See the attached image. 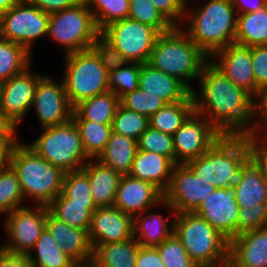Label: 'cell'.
I'll return each instance as SVG.
<instances>
[{
    "label": "cell",
    "instance_id": "32",
    "mask_svg": "<svg viewBox=\"0 0 267 267\" xmlns=\"http://www.w3.org/2000/svg\"><path fill=\"white\" fill-rule=\"evenodd\" d=\"M49 212L58 220L71 227L89 231L92 213L98 208L95 204L72 203L60 193L49 205Z\"/></svg>",
    "mask_w": 267,
    "mask_h": 267
},
{
    "label": "cell",
    "instance_id": "33",
    "mask_svg": "<svg viewBox=\"0 0 267 267\" xmlns=\"http://www.w3.org/2000/svg\"><path fill=\"white\" fill-rule=\"evenodd\" d=\"M35 252L36 254L34 255ZM32 267H76L78 264L62 252L49 232L44 229L28 254Z\"/></svg>",
    "mask_w": 267,
    "mask_h": 267
},
{
    "label": "cell",
    "instance_id": "30",
    "mask_svg": "<svg viewBox=\"0 0 267 267\" xmlns=\"http://www.w3.org/2000/svg\"><path fill=\"white\" fill-rule=\"evenodd\" d=\"M140 245L133 238L123 242L97 245L93 249L94 267H135Z\"/></svg>",
    "mask_w": 267,
    "mask_h": 267
},
{
    "label": "cell",
    "instance_id": "18",
    "mask_svg": "<svg viewBox=\"0 0 267 267\" xmlns=\"http://www.w3.org/2000/svg\"><path fill=\"white\" fill-rule=\"evenodd\" d=\"M229 241L237 236L239 206L232 188H216L195 211Z\"/></svg>",
    "mask_w": 267,
    "mask_h": 267
},
{
    "label": "cell",
    "instance_id": "39",
    "mask_svg": "<svg viewBox=\"0 0 267 267\" xmlns=\"http://www.w3.org/2000/svg\"><path fill=\"white\" fill-rule=\"evenodd\" d=\"M128 18L152 26L160 33L168 32L175 27L151 0H129Z\"/></svg>",
    "mask_w": 267,
    "mask_h": 267
},
{
    "label": "cell",
    "instance_id": "10",
    "mask_svg": "<svg viewBox=\"0 0 267 267\" xmlns=\"http://www.w3.org/2000/svg\"><path fill=\"white\" fill-rule=\"evenodd\" d=\"M100 34L130 62L148 63L161 34L157 29L125 18L110 23Z\"/></svg>",
    "mask_w": 267,
    "mask_h": 267
},
{
    "label": "cell",
    "instance_id": "23",
    "mask_svg": "<svg viewBox=\"0 0 267 267\" xmlns=\"http://www.w3.org/2000/svg\"><path fill=\"white\" fill-rule=\"evenodd\" d=\"M232 189L239 208L267 203V183L261 165L251 154L241 163V170Z\"/></svg>",
    "mask_w": 267,
    "mask_h": 267
},
{
    "label": "cell",
    "instance_id": "49",
    "mask_svg": "<svg viewBox=\"0 0 267 267\" xmlns=\"http://www.w3.org/2000/svg\"><path fill=\"white\" fill-rule=\"evenodd\" d=\"M158 10L174 25L183 24L186 13L185 0H151ZM182 22V24H181Z\"/></svg>",
    "mask_w": 267,
    "mask_h": 267
},
{
    "label": "cell",
    "instance_id": "47",
    "mask_svg": "<svg viewBox=\"0 0 267 267\" xmlns=\"http://www.w3.org/2000/svg\"><path fill=\"white\" fill-rule=\"evenodd\" d=\"M237 236L267 227V203H257L255 206L239 208Z\"/></svg>",
    "mask_w": 267,
    "mask_h": 267
},
{
    "label": "cell",
    "instance_id": "22",
    "mask_svg": "<svg viewBox=\"0 0 267 267\" xmlns=\"http://www.w3.org/2000/svg\"><path fill=\"white\" fill-rule=\"evenodd\" d=\"M228 263L232 267H267V227L232 238Z\"/></svg>",
    "mask_w": 267,
    "mask_h": 267
},
{
    "label": "cell",
    "instance_id": "14",
    "mask_svg": "<svg viewBox=\"0 0 267 267\" xmlns=\"http://www.w3.org/2000/svg\"><path fill=\"white\" fill-rule=\"evenodd\" d=\"M215 189L210 182L195 175L187 164H175L164 200L175 213L195 212Z\"/></svg>",
    "mask_w": 267,
    "mask_h": 267
},
{
    "label": "cell",
    "instance_id": "25",
    "mask_svg": "<svg viewBox=\"0 0 267 267\" xmlns=\"http://www.w3.org/2000/svg\"><path fill=\"white\" fill-rule=\"evenodd\" d=\"M139 87L164 99L168 104L185 100L191 91L177 78L154 69L148 63H141Z\"/></svg>",
    "mask_w": 267,
    "mask_h": 267
},
{
    "label": "cell",
    "instance_id": "4",
    "mask_svg": "<svg viewBox=\"0 0 267 267\" xmlns=\"http://www.w3.org/2000/svg\"><path fill=\"white\" fill-rule=\"evenodd\" d=\"M11 166L18 175L25 201L48 206L61 193L65 172L21 140L13 150Z\"/></svg>",
    "mask_w": 267,
    "mask_h": 267
},
{
    "label": "cell",
    "instance_id": "41",
    "mask_svg": "<svg viewBox=\"0 0 267 267\" xmlns=\"http://www.w3.org/2000/svg\"><path fill=\"white\" fill-rule=\"evenodd\" d=\"M141 63L129 62L125 67L112 71L108 76L109 91L120 99L139 87Z\"/></svg>",
    "mask_w": 267,
    "mask_h": 267
},
{
    "label": "cell",
    "instance_id": "57",
    "mask_svg": "<svg viewBox=\"0 0 267 267\" xmlns=\"http://www.w3.org/2000/svg\"><path fill=\"white\" fill-rule=\"evenodd\" d=\"M265 120H267V86L260 91L256 99V123L258 125V122Z\"/></svg>",
    "mask_w": 267,
    "mask_h": 267
},
{
    "label": "cell",
    "instance_id": "56",
    "mask_svg": "<svg viewBox=\"0 0 267 267\" xmlns=\"http://www.w3.org/2000/svg\"><path fill=\"white\" fill-rule=\"evenodd\" d=\"M19 141H0V172L11 166V157Z\"/></svg>",
    "mask_w": 267,
    "mask_h": 267
},
{
    "label": "cell",
    "instance_id": "51",
    "mask_svg": "<svg viewBox=\"0 0 267 267\" xmlns=\"http://www.w3.org/2000/svg\"><path fill=\"white\" fill-rule=\"evenodd\" d=\"M135 267H165L157 248L140 246Z\"/></svg>",
    "mask_w": 267,
    "mask_h": 267
},
{
    "label": "cell",
    "instance_id": "3",
    "mask_svg": "<svg viewBox=\"0 0 267 267\" xmlns=\"http://www.w3.org/2000/svg\"><path fill=\"white\" fill-rule=\"evenodd\" d=\"M210 60L190 39L181 26L161 33L151 52L148 64L154 69L177 78L191 92L190 81L198 80L204 65Z\"/></svg>",
    "mask_w": 267,
    "mask_h": 267
},
{
    "label": "cell",
    "instance_id": "52",
    "mask_svg": "<svg viewBox=\"0 0 267 267\" xmlns=\"http://www.w3.org/2000/svg\"><path fill=\"white\" fill-rule=\"evenodd\" d=\"M250 154L261 165V172L267 183V147L255 136H250Z\"/></svg>",
    "mask_w": 267,
    "mask_h": 267
},
{
    "label": "cell",
    "instance_id": "20",
    "mask_svg": "<svg viewBox=\"0 0 267 267\" xmlns=\"http://www.w3.org/2000/svg\"><path fill=\"white\" fill-rule=\"evenodd\" d=\"M212 57L210 58L211 62L227 78L256 100V82L252 69L251 47L232 43L217 51Z\"/></svg>",
    "mask_w": 267,
    "mask_h": 267
},
{
    "label": "cell",
    "instance_id": "21",
    "mask_svg": "<svg viewBox=\"0 0 267 267\" xmlns=\"http://www.w3.org/2000/svg\"><path fill=\"white\" fill-rule=\"evenodd\" d=\"M45 229L53 237L61 251L71 257L77 264L91 263L93 249L87 230L71 227L58 220L50 212L46 216Z\"/></svg>",
    "mask_w": 267,
    "mask_h": 267
},
{
    "label": "cell",
    "instance_id": "36",
    "mask_svg": "<svg viewBox=\"0 0 267 267\" xmlns=\"http://www.w3.org/2000/svg\"><path fill=\"white\" fill-rule=\"evenodd\" d=\"M80 133L81 143L89 159H97L105 149L112 134L111 125L90 120H73Z\"/></svg>",
    "mask_w": 267,
    "mask_h": 267
},
{
    "label": "cell",
    "instance_id": "38",
    "mask_svg": "<svg viewBox=\"0 0 267 267\" xmlns=\"http://www.w3.org/2000/svg\"><path fill=\"white\" fill-rule=\"evenodd\" d=\"M97 28L101 31L110 23L128 18L129 0H85Z\"/></svg>",
    "mask_w": 267,
    "mask_h": 267
},
{
    "label": "cell",
    "instance_id": "19",
    "mask_svg": "<svg viewBox=\"0 0 267 267\" xmlns=\"http://www.w3.org/2000/svg\"><path fill=\"white\" fill-rule=\"evenodd\" d=\"M88 238L92 249L133 239V216L113 206L98 207L92 213Z\"/></svg>",
    "mask_w": 267,
    "mask_h": 267
},
{
    "label": "cell",
    "instance_id": "13",
    "mask_svg": "<svg viewBox=\"0 0 267 267\" xmlns=\"http://www.w3.org/2000/svg\"><path fill=\"white\" fill-rule=\"evenodd\" d=\"M221 135L204 116L193 111L173 134L175 164H187L203 155Z\"/></svg>",
    "mask_w": 267,
    "mask_h": 267
},
{
    "label": "cell",
    "instance_id": "40",
    "mask_svg": "<svg viewBox=\"0 0 267 267\" xmlns=\"http://www.w3.org/2000/svg\"><path fill=\"white\" fill-rule=\"evenodd\" d=\"M111 127L112 132L138 141L140 135L149 127V118L124 107L120 103Z\"/></svg>",
    "mask_w": 267,
    "mask_h": 267
},
{
    "label": "cell",
    "instance_id": "11",
    "mask_svg": "<svg viewBox=\"0 0 267 267\" xmlns=\"http://www.w3.org/2000/svg\"><path fill=\"white\" fill-rule=\"evenodd\" d=\"M49 14L22 0L0 17V38L23 46L32 54L33 41L48 35Z\"/></svg>",
    "mask_w": 267,
    "mask_h": 267
},
{
    "label": "cell",
    "instance_id": "5",
    "mask_svg": "<svg viewBox=\"0 0 267 267\" xmlns=\"http://www.w3.org/2000/svg\"><path fill=\"white\" fill-rule=\"evenodd\" d=\"M250 154V136L221 135L203 155L187 163L192 171L216 188H232L241 163Z\"/></svg>",
    "mask_w": 267,
    "mask_h": 267
},
{
    "label": "cell",
    "instance_id": "27",
    "mask_svg": "<svg viewBox=\"0 0 267 267\" xmlns=\"http://www.w3.org/2000/svg\"><path fill=\"white\" fill-rule=\"evenodd\" d=\"M167 218V219H166ZM161 214L148 213L145 216H133V237L142 247H158L174 233V218Z\"/></svg>",
    "mask_w": 267,
    "mask_h": 267
},
{
    "label": "cell",
    "instance_id": "60",
    "mask_svg": "<svg viewBox=\"0 0 267 267\" xmlns=\"http://www.w3.org/2000/svg\"><path fill=\"white\" fill-rule=\"evenodd\" d=\"M76 267H94V266L90 263V264H78Z\"/></svg>",
    "mask_w": 267,
    "mask_h": 267
},
{
    "label": "cell",
    "instance_id": "42",
    "mask_svg": "<svg viewBox=\"0 0 267 267\" xmlns=\"http://www.w3.org/2000/svg\"><path fill=\"white\" fill-rule=\"evenodd\" d=\"M61 193L72 203L95 204L88 176L82 169L65 173Z\"/></svg>",
    "mask_w": 267,
    "mask_h": 267
},
{
    "label": "cell",
    "instance_id": "55",
    "mask_svg": "<svg viewBox=\"0 0 267 267\" xmlns=\"http://www.w3.org/2000/svg\"><path fill=\"white\" fill-rule=\"evenodd\" d=\"M17 129L0 111V141H20Z\"/></svg>",
    "mask_w": 267,
    "mask_h": 267
},
{
    "label": "cell",
    "instance_id": "29",
    "mask_svg": "<svg viewBox=\"0 0 267 267\" xmlns=\"http://www.w3.org/2000/svg\"><path fill=\"white\" fill-rule=\"evenodd\" d=\"M137 149V140L112 132L105 149L97 159L121 175H128Z\"/></svg>",
    "mask_w": 267,
    "mask_h": 267
},
{
    "label": "cell",
    "instance_id": "34",
    "mask_svg": "<svg viewBox=\"0 0 267 267\" xmlns=\"http://www.w3.org/2000/svg\"><path fill=\"white\" fill-rule=\"evenodd\" d=\"M194 111V100L190 94L185 100L167 104L149 118V126L162 133L173 135Z\"/></svg>",
    "mask_w": 267,
    "mask_h": 267
},
{
    "label": "cell",
    "instance_id": "28",
    "mask_svg": "<svg viewBox=\"0 0 267 267\" xmlns=\"http://www.w3.org/2000/svg\"><path fill=\"white\" fill-rule=\"evenodd\" d=\"M120 105V98L113 92L93 96L81 101L73 109L72 120H90L111 125Z\"/></svg>",
    "mask_w": 267,
    "mask_h": 267
},
{
    "label": "cell",
    "instance_id": "45",
    "mask_svg": "<svg viewBox=\"0 0 267 267\" xmlns=\"http://www.w3.org/2000/svg\"><path fill=\"white\" fill-rule=\"evenodd\" d=\"M156 248L165 267H200L190 258L174 233Z\"/></svg>",
    "mask_w": 267,
    "mask_h": 267
},
{
    "label": "cell",
    "instance_id": "37",
    "mask_svg": "<svg viewBox=\"0 0 267 267\" xmlns=\"http://www.w3.org/2000/svg\"><path fill=\"white\" fill-rule=\"evenodd\" d=\"M24 196L16 171L10 166L0 172V216L24 207Z\"/></svg>",
    "mask_w": 267,
    "mask_h": 267
},
{
    "label": "cell",
    "instance_id": "43",
    "mask_svg": "<svg viewBox=\"0 0 267 267\" xmlns=\"http://www.w3.org/2000/svg\"><path fill=\"white\" fill-rule=\"evenodd\" d=\"M120 103L139 114L150 118L156 111L163 108L168 103L159 96L153 95L140 87L131 93L124 95Z\"/></svg>",
    "mask_w": 267,
    "mask_h": 267
},
{
    "label": "cell",
    "instance_id": "35",
    "mask_svg": "<svg viewBox=\"0 0 267 267\" xmlns=\"http://www.w3.org/2000/svg\"><path fill=\"white\" fill-rule=\"evenodd\" d=\"M32 56L23 46L0 38V84L29 67Z\"/></svg>",
    "mask_w": 267,
    "mask_h": 267
},
{
    "label": "cell",
    "instance_id": "8",
    "mask_svg": "<svg viewBox=\"0 0 267 267\" xmlns=\"http://www.w3.org/2000/svg\"><path fill=\"white\" fill-rule=\"evenodd\" d=\"M27 145L65 173L81 170L89 161L78 128L72 119L62 125L42 128L40 136Z\"/></svg>",
    "mask_w": 267,
    "mask_h": 267
},
{
    "label": "cell",
    "instance_id": "2",
    "mask_svg": "<svg viewBox=\"0 0 267 267\" xmlns=\"http://www.w3.org/2000/svg\"><path fill=\"white\" fill-rule=\"evenodd\" d=\"M187 7L188 3L184 18L188 24L181 27L208 58L235 43L237 12L232 0H209L190 14Z\"/></svg>",
    "mask_w": 267,
    "mask_h": 267
},
{
    "label": "cell",
    "instance_id": "9",
    "mask_svg": "<svg viewBox=\"0 0 267 267\" xmlns=\"http://www.w3.org/2000/svg\"><path fill=\"white\" fill-rule=\"evenodd\" d=\"M86 1L49 14L48 35L64 50V55L90 49L100 35Z\"/></svg>",
    "mask_w": 267,
    "mask_h": 267
},
{
    "label": "cell",
    "instance_id": "53",
    "mask_svg": "<svg viewBox=\"0 0 267 267\" xmlns=\"http://www.w3.org/2000/svg\"><path fill=\"white\" fill-rule=\"evenodd\" d=\"M0 267H32L28 254L12 253L0 249Z\"/></svg>",
    "mask_w": 267,
    "mask_h": 267
},
{
    "label": "cell",
    "instance_id": "26",
    "mask_svg": "<svg viewBox=\"0 0 267 267\" xmlns=\"http://www.w3.org/2000/svg\"><path fill=\"white\" fill-rule=\"evenodd\" d=\"M82 170L87 174L94 203L97 207H111L122 175L98 159H89Z\"/></svg>",
    "mask_w": 267,
    "mask_h": 267
},
{
    "label": "cell",
    "instance_id": "1",
    "mask_svg": "<svg viewBox=\"0 0 267 267\" xmlns=\"http://www.w3.org/2000/svg\"><path fill=\"white\" fill-rule=\"evenodd\" d=\"M198 83L200 93L195 89L191 92L195 112L222 135H255L256 100L249 93L236 86L211 60L204 65Z\"/></svg>",
    "mask_w": 267,
    "mask_h": 267
},
{
    "label": "cell",
    "instance_id": "24",
    "mask_svg": "<svg viewBox=\"0 0 267 267\" xmlns=\"http://www.w3.org/2000/svg\"><path fill=\"white\" fill-rule=\"evenodd\" d=\"M175 163L168 157L137 149L128 175L148 181L163 193L168 189Z\"/></svg>",
    "mask_w": 267,
    "mask_h": 267
},
{
    "label": "cell",
    "instance_id": "54",
    "mask_svg": "<svg viewBox=\"0 0 267 267\" xmlns=\"http://www.w3.org/2000/svg\"><path fill=\"white\" fill-rule=\"evenodd\" d=\"M237 14L255 12L267 6V0H232Z\"/></svg>",
    "mask_w": 267,
    "mask_h": 267
},
{
    "label": "cell",
    "instance_id": "12",
    "mask_svg": "<svg viewBox=\"0 0 267 267\" xmlns=\"http://www.w3.org/2000/svg\"><path fill=\"white\" fill-rule=\"evenodd\" d=\"M48 206L34 205L15 209L5 217L7 243L1 247L12 253L29 254L46 226Z\"/></svg>",
    "mask_w": 267,
    "mask_h": 267
},
{
    "label": "cell",
    "instance_id": "6",
    "mask_svg": "<svg viewBox=\"0 0 267 267\" xmlns=\"http://www.w3.org/2000/svg\"><path fill=\"white\" fill-rule=\"evenodd\" d=\"M174 234L200 267H218L229 261V240L195 212L176 213Z\"/></svg>",
    "mask_w": 267,
    "mask_h": 267
},
{
    "label": "cell",
    "instance_id": "44",
    "mask_svg": "<svg viewBox=\"0 0 267 267\" xmlns=\"http://www.w3.org/2000/svg\"><path fill=\"white\" fill-rule=\"evenodd\" d=\"M138 149L154 152L170 158L175 163L173 135L162 133L150 126L140 135Z\"/></svg>",
    "mask_w": 267,
    "mask_h": 267
},
{
    "label": "cell",
    "instance_id": "50",
    "mask_svg": "<svg viewBox=\"0 0 267 267\" xmlns=\"http://www.w3.org/2000/svg\"><path fill=\"white\" fill-rule=\"evenodd\" d=\"M45 13L51 14L74 7L85 0H28Z\"/></svg>",
    "mask_w": 267,
    "mask_h": 267
},
{
    "label": "cell",
    "instance_id": "58",
    "mask_svg": "<svg viewBox=\"0 0 267 267\" xmlns=\"http://www.w3.org/2000/svg\"><path fill=\"white\" fill-rule=\"evenodd\" d=\"M255 136L267 147V120L258 123Z\"/></svg>",
    "mask_w": 267,
    "mask_h": 267
},
{
    "label": "cell",
    "instance_id": "59",
    "mask_svg": "<svg viewBox=\"0 0 267 267\" xmlns=\"http://www.w3.org/2000/svg\"><path fill=\"white\" fill-rule=\"evenodd\" d=\"M22 0H0V17Z\"/></svg>",
    "mask_w": 267,
    "mask_h": 267
},
{
    "label": "cell",
    "instance_id": "7",
    "mask_svg": "<svg viewBox=\"0 0 267 267\" xmlns=\"http://www.w3.org/2000/svg\"><path fill=\"white\" fill-rule=\"evenodd\" d=\"M64 62L62 79L73 108L85 99L109 91V73L91 49L67 54Z\"/></svg>",
    "mask_w": 267,
    "mask_h": 267
},
{
    "label": "cell",
    "instance_id": "61",
    "mask_svg": "<svg viewBox=\"0 0 267 267\" xmlns=\"http://www.w3.org/2000/svg\"><path fill=\"white\" fill-rule=\"evenodd\" d=\"M218 267H232V266L229 263H226V264L218 266Z\"/></svg>",
    "mask_w": 267,
    "mask_h": 267
},
{
    "label": "cell",
    "instance_id": "15",
    "mask_svg": "<svg viewBox=\"0 0 267 267\" xmlns=\"http://www.w3.org/2000/svg\"><path fill=\"white\" fill-rule=\"evenodd\" d=\"M34 108L41 128L62 125L72 119L70 105L63 79L43 75L37 84L31 109Z\"/></svg>",
    "mask_w": 267,
    "mask_h": 267
},
{
    "label": "cell",
    "instance_id": "31",
    "mask_svg": "<svg viewBox=\"0 0 267 267\" xmlns=\"http://www.w3.org/2000/svg\"><path fill=\"white\" fill-rule=\"evenodd\" d=\"M235 43L248 47L267 45V6L237 14Z\"/></svg>",
    "mask_w": 267,
    "mask_h": 267
},
{
    "label": "cell",
    "instance_id": "16",
    "mask_svg": "<svg viewBox=\"0 0 267 267\" xmlns=\"http://www.w3.org/2000/svg\"><path fill=\"white\" fill-rule=\"evenodd\" d=\"M31 66L0 84V111L16 127L31 110L38 81L43 76L31 72Z\"/></svg>",
    "mask_w": 267,
    "mask_h": 267
},
{
    "label": "cell",
    "instance_id": "17",
    "mask_svg": "<svg viewBox=\"0 0 267 267\" xmlns=\"http://www.w3.org/2000/svg\"><path fill=\"white\" fill-rule=\"evenodd\" d=\"M163 207L172 211L175 217V211L164 200V193L154 184L130 175H122L116 191L113 207L127 213L131 216H136L140 213H145L153 207Z\"/></svg>",
    "mask_w": 267,
    "mask_h": 267
},
{
    "label": "cell",
    "instance_id": "46",
    "mask_svg": "<svg viewBox=\"0 0 267 267\" xmlns=\"http://www.w3.org/2000/svg\"><path fill=\"white\" fill-rule=\"evenodd\" d=\"M90 49L97 55L100 63L105 67L108 73L125 67L130 62L101 34L93 41V45Z\"/></svg>",
    "mask_w": 267,
    "mask_h": 267
},
{
    "label": "cell",
    "instance_id": "48",
    "mask_svg": "<svg viewBox=\"0 0 267 267\" xmlns=\"http://www.w3.org/2000/svg\"><path fill=\"white\" fill-rule=\"evenodd\" d=\"M252 69L256 82V99L267 86V45L251 47Z\"/></svg>",
    "mask_w": 267,
    "mask_h": 267
}]
</instances>
